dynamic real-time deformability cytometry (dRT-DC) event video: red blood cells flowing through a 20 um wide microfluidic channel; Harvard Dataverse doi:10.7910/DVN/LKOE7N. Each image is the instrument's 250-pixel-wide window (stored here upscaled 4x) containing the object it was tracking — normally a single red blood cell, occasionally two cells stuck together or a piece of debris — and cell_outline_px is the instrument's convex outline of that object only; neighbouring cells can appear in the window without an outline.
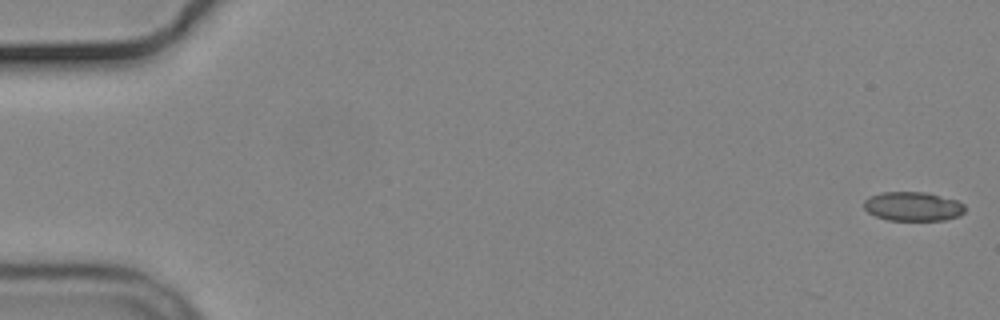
{"species": "common noctule bat (a hibernating species)", "species_latin": "Nyctalus noctula", "temperature_condition": "cold", "stored_images_in_passage": 4, "camera_frame_rate_fps": 3000, "um_per_image_px": 0.085, "animal": {"sex": "male", "body_mass_g": 19.2, "forearm_length_mm": 51.8}, "frame": {"image": 1, "passage_image": 1, "time_ms": 0.0, "image_size_px": [1000, 320], "cell_outline_px": [[964, 212], [960, 216], [944, 220], [888, 220], [876, 216], [868, 212], [864, 208], [864, 200], [868, 196], [880, 192], [924, 192], [956, 200], [964, 204]], "centroid_in_image_um": [77.57, 17.54], "position_along_channel_um": 7.4, "area_um2": 17.17}}